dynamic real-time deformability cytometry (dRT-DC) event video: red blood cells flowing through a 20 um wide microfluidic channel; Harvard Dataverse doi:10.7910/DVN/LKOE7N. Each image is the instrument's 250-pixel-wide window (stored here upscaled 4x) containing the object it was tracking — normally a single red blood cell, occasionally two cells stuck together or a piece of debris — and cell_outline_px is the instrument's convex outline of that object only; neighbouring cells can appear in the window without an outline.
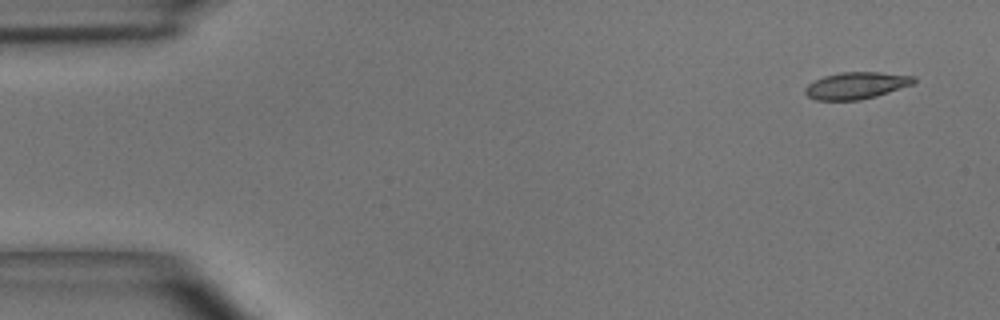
{"species": "common noctule bat (a hibernating species)", "species_latin": "Nyctalus noctula", "temperature_condition": "room temperature", "stored_images_in_passage": 4, "camera_frame_rate_fps": 3000, "um_per_image_px": 0.085, "animal": {"sex": "male", "body_mass_g": 15.6}, "frame": {"image": 1, "passage_image": 1, "time_ms": 0.0, "image_size_px": [1000, 320], "cell_outline_px": [[916, 80], [912, 84], [876, 96], [860, 100], [816, 100], [808, 96], [804, 92], [804, 88], [808, 84], [824, 76], [840, 72], [880, 72], [916, 76]], "centroid_in_image_um": [72.77, 7.26], "position_along_channel_um": 12.2, "area_um2": 16.94}}
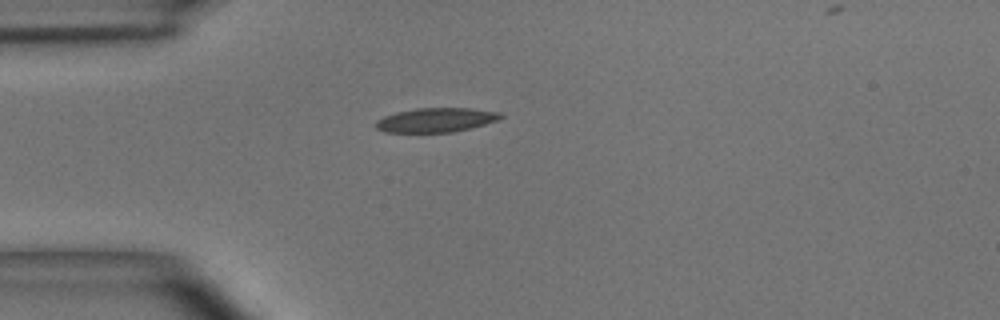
{"frame": {"image": 2, "passage_image": 4, "time_ms": 1.0, "image_size_px": [1000, 320], "cell_outline_px": [[504, 116], [496, 120], [484, 124], [452, 132], [384, 132], [376, 128], [376, 120], [384, 116], [396, 112], [416, 108], [472, 108], [500, 112]], "centroid_in_image_um": [37.03, 10.19], "position_along_channel_um": 48.0, "area_um2": 17.51}}